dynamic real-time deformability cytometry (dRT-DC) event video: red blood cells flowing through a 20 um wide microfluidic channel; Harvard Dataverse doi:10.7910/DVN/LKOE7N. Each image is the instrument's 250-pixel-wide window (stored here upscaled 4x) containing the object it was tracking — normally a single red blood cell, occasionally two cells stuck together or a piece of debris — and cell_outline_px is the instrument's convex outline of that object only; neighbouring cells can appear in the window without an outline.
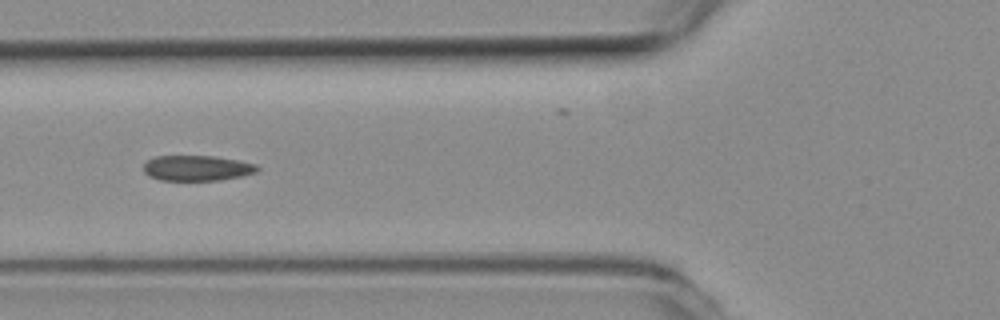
{"species": "common noctule bat (a hibernating species)", "species_latin": "Nyctalus noctula", "temperature_condition": "room temperature", "stored_images_in_passage": 7, "camera_frame_rate_fps": 3000, "um_per_image_px": 0.085, "animal": {"sex": "female", "body_mass_g": 19.3, "forearm_length_mm": 54.1}, "frame": {"image": 1, "passage_image": 4, "time_ms": 1.0, "image_size_px": [1000, 320], "cell_outline_px": [[260, 168], [256, 172], [240, 176], [220, 180], [160, 180], [148, 176], [144, 172], [144, 164], [148, 160], [156, 156], [212, 156], [236, 160], [256, 164]], "centroid_in_image_um": [16.72, 14.29], "position_along_channel_um": 109.1, "area_um2": 16.7}}
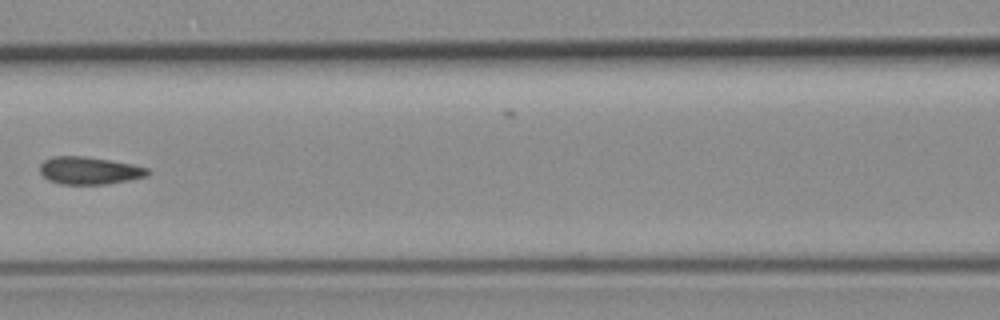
{"frame": {"image": 2, "passage_image": 5, "time_ms": 1.333, "image_size_px": [1000, 320], "cell_outline_px": [[152, 172], [148, 176], [108, 184], [60, 184], [48, 180], [40, 172], [40, 164], [44, 160], [52, 156], [84, 156], [112, 160], [132, 164], [148, 168]], "centroid_in_image_um": [7.61, 14.49], "position_along_channel_um": 159.0, "area_um2": 17.46}}
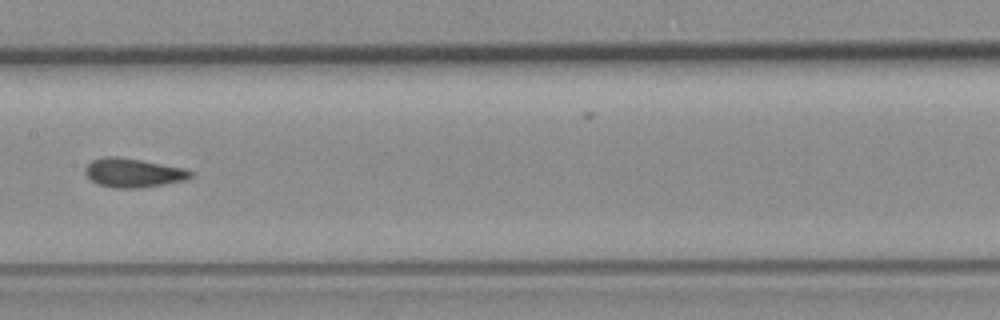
{"frame": {"image": 3, "passage_image": 6, "time_ms": 1.667, "image_size_px": [1000, 320], "cell_outline_px": [[192, 176], [184, 180], [140, 188], [116, 188], [100, 184], [92, 180], [84, 172], [84, 168], [92, 160], [104, 156], [120, 156], [184, 168], [192, 172]], "centroid_in_image_um": [11.3, 14.67], "position_along_channel_um": 196.1, "area_um2": 17.63}}